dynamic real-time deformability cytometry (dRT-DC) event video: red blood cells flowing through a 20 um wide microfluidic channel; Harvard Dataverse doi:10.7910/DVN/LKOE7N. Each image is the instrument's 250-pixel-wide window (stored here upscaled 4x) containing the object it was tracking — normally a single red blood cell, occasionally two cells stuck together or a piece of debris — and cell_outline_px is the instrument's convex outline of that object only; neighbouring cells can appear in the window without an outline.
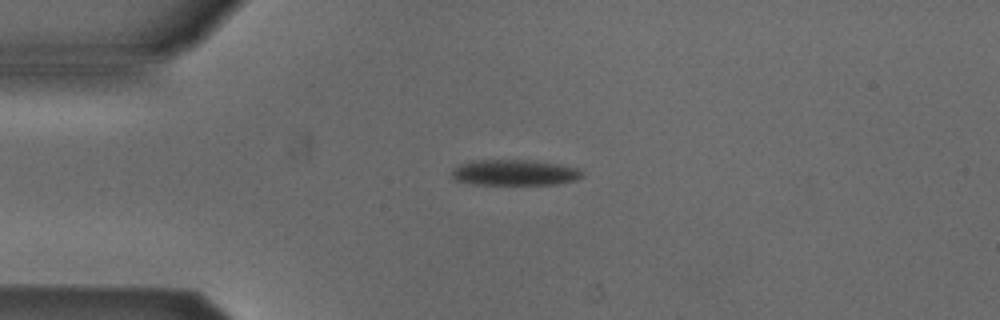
{"species": "Egyptian fruit bat (a non-hibernating species)", "species_latin": "Rousettus aegyptiacus", "temperature_condition": "cold", "stored_images_in_passage": 53, "camera_frame_rate_fps": 3000, "um_per_image_px": 0.085, "animal": {"sex": "male"}, "frame": {"image": 1, "passage_image": 12, "time_ms": 3.667, "image_size_px": [1000, 320], "cell_outline_px": [[584, 176], [576, 180], [556, 184], [472, 184], [452, 180], [452, 168], [468, 160], [524, 160], [556, 164], [576, 168], [584, 172]], "centroid_in_image_um": [43.67, 14.67], "position_along_channel_um": 41.3, "area_um2": 19.59}}
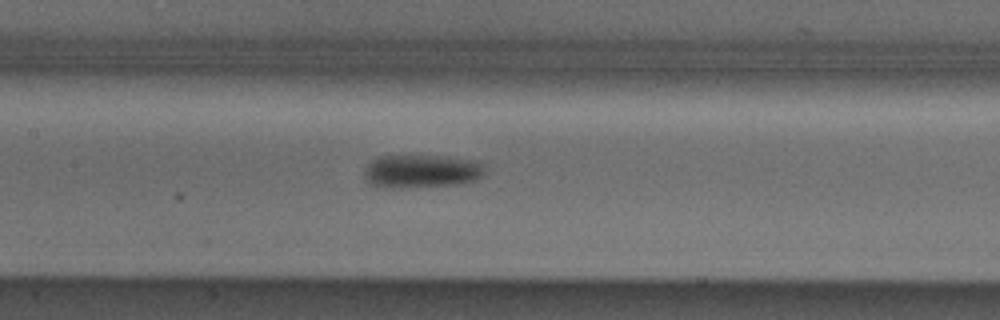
{"frame": {"image": 2, "passage_image": 24, "time_ms": 7.667, "image_size_px": [1000, 320], "cell_outline_px": [[484, 176], [476, 180], [456, 184], [392, 188], [384, 188], [368, 184], [364, 180], [364, 172], [368, 164], [372, 160], [380, 156], [444, 156], [472, 160], [480, 164], [484, 172]], "centroid_in_image_um": [35.76, 14.56], "position_along_channel_um": 171.6, "area_um2": 23.24}}
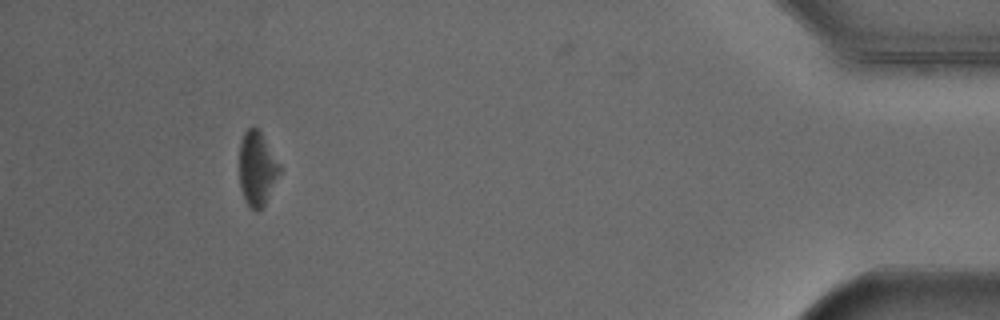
{"frame": {"image": 3, "passage_image": 48, "time_ms": 15.667, "image_size_px": [1000, 320], "cell_outline_px": [[280, 172], [264, 204], [256, 212], [248, 204], [244, 196], [240, 184], [240, 144], [244, 132], [248, 128], [256, 128], [260, 132], [280, 168]], "centroid_in_image_um": [21.82, 14.33], "position_along_channel_um": 413.4, "area_um2": 16.47}, "authors_computed_cell_mechanics": {"area_um2": 19.4786, "velocity_mm_per_s": 3.8664, "shape_relaxation_time_tau1_ms": 1.6414, "shape_relaxation_time_tau2_ms": null, "deformation_change_tau1": 0.1033, "deformation_change_tau2": null}}